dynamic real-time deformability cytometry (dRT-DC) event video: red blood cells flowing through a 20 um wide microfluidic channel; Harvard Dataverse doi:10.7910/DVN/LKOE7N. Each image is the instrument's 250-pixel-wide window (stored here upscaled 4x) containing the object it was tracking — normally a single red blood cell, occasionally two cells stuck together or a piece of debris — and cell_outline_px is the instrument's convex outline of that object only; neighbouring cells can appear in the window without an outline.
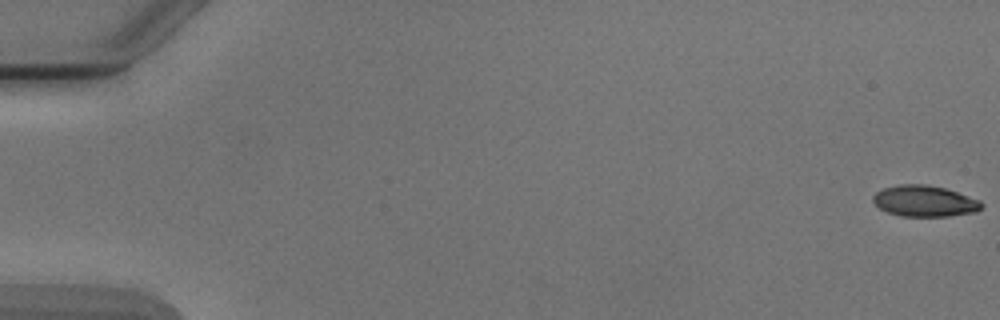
{"species": "Egyptian fruit bat (a non-hibernating species)", "species_latin": "Rousettus aegyptiacus", "temperature_condition": "cold", "stored_images_in_passage": 5, "camera_frame_rate_fps": 3000, "um_per_image_px": 0.085, "animal": {"sex": "male"}, "frame": {"image": 1, "passage_image": 1, "time_ms": 0.0, "image_size_px": [1000, 320], "cell_outline_px": [[984, 204], [976, 212], [948, 216], [900, 216], [888, 212], [880, 208], [872, 200], [872, 196], [876, 192], [884, 188], [900, 184], [924, 184], [944, 188], [980, 200]], "centroid_in_image_um": [78.58, 17.09], "position_along_channel_um": 6.4, "area_um2": 19.54}}
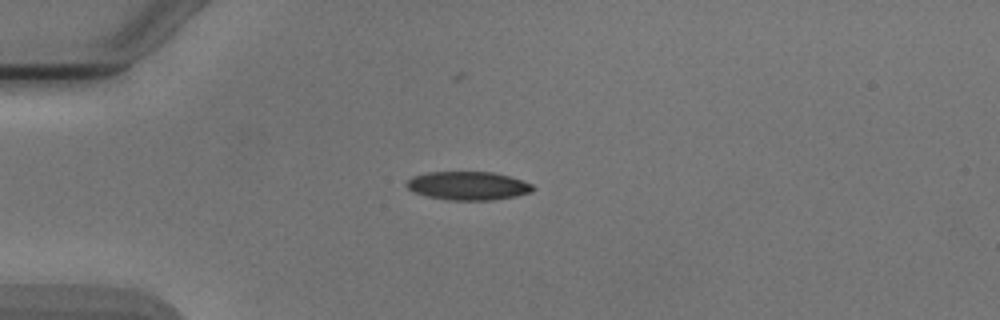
{"frame": {"image": 2, "passage_image": 5, "time_ms": 4.667, "image_size_px": [1000, 320], "cell_outline_px": [[536, 188], [532, 192], [516, 196], [492, 200], [448, 200], [428, 196], [412, 192], [404, 184], [412, 176], [428, 172], [492, 172], [508, 176], [532, 184]], "centroid_in_image_um": [39.77, 15.79], "position_along_channel_um": 45.2, "area_um2": 20.98}}